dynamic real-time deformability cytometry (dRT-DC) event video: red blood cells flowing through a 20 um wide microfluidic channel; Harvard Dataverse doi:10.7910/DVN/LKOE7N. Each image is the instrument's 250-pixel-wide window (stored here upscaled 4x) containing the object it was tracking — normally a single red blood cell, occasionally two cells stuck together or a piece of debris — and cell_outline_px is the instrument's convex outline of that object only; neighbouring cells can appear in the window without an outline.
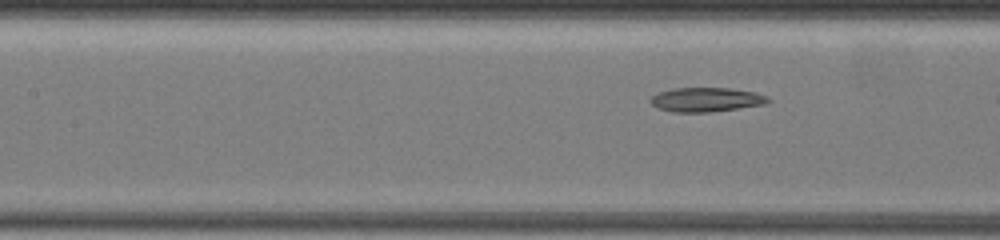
{"species": "common noctule bat (a hibernating species)", "species_latin": "Nyctalus noctula", "temperature_condition": "warm", "stored_images_in_passage": 12, "camera_frame_rate_fps": 3000, "um_per_image_px": 0.085, "animal": {"sex": "female", "body_mass_g": 19.5, "forearm_length_mm": 54.1}, "frame": {"image": 1, "passage_image": 7, "time_ms": 2.333, "image_size_px": [1000, 240], "cell_outline_px": [[772, 100], [764, 104], [708, 112], [672, 112], [660, 108], [652, 104], [648, 100], [652, 96], [660, 92], [672, 88], [732, 88], [756, 92], [768, 96]], "centroid_in_image_um": [60.04, 8.45], "position_along_channel_um": 147.4, "area_um2": 16.53}}